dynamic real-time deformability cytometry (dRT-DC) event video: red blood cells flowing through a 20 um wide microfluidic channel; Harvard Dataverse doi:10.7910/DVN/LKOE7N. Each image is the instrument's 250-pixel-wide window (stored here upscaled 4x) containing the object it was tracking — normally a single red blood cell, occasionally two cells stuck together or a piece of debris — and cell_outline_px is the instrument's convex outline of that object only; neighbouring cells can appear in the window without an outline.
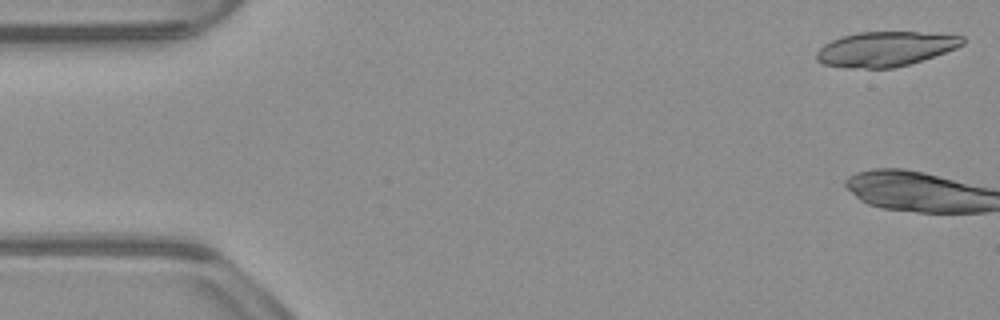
{"species": "common noctule bat (a hibernating species)", "species_latin": "Nyctalus noctula", "temperature_condition": "warm", "stored_images_in_passage": 6, "camera_frame_rate_fps": 3000, "um_per_image_px": 0.085, "animal": {"sex": "male", "body_mass_g": 23.1, "forearm_length_mm": 52.7}, "frame": {"image": 1, "passage_image": 1, "time_ms": 0.0, "image_size_px": [1000, 320], "cell_outline_px": [[964, 44], [956, 48], [908, 64], [892, 68], [844, 68], [824, 64], [816, 60], [816, 52], [824, 44], [840, 36], [856, 32], [916, 32], [964, 36]], "centroid_in_image_um": [75.19, 4.16], "position_along_channel_um": 9.8, "area_um2": 29.42}}